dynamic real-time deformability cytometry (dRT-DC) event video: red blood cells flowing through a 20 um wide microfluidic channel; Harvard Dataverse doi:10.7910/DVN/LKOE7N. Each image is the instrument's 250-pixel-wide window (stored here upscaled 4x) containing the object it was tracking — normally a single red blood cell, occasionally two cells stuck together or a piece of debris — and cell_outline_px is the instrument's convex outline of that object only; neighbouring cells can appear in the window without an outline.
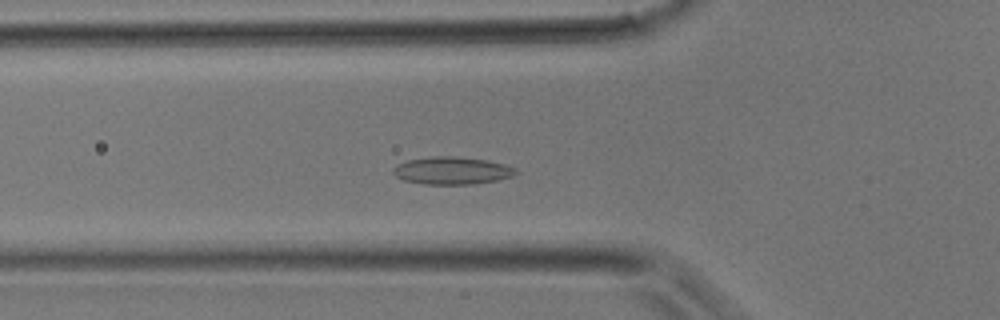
{"species": "common noctule bat (a hibernating species)", "species_latin": "Nyctalus noctula", "temperature_condition": "room temperature", "stored_images_in_passage": 33, "camera_frame_rate_fps": 3000, "um_per_image_px": 0.085, "animal": {"sex": "male", "body_mass_g": 17.9}, "frame": {"image": 1, "passage_image": 12, "time_ms": 3.667, "image_size_px": [1000, 320], "cell_outline_px": [[516, 172], [512, 176], [496, 180], [472, 184], [424, 184], [404, 180], [396, 176], [392, 172], [392, 168], [396, 164], [408, 160], [428, 156], [456, 156], [488, 160], [504, 164], [516, 168]], "centroid_in_image_um": [38.38, 14.49], "position_along_channel_um": 87.4, "area_um2": 19.71}}
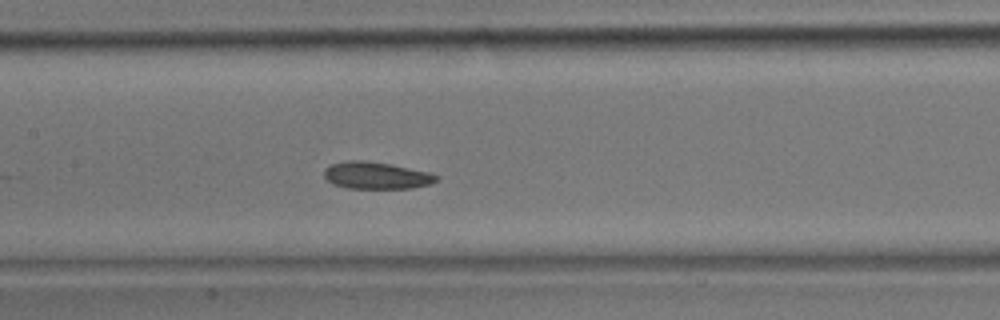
{"frame": {"image": 2, "passage_image": 17, "time_ms": 5.333, "image_size_px": [1000, 320], "cell_outline_px": [[440, 180], [432, 184], [412, 188], [348, 188], [332, 184], [324, 176], [324, 168], [328, 164], [348, 160], [364, 160], [392, 164], [428, 172], [440, 176]], "centroid_in_image_um": [31.99, 14.91], "position_along_channel_um": 175.4, "area_um2": 17.98}}
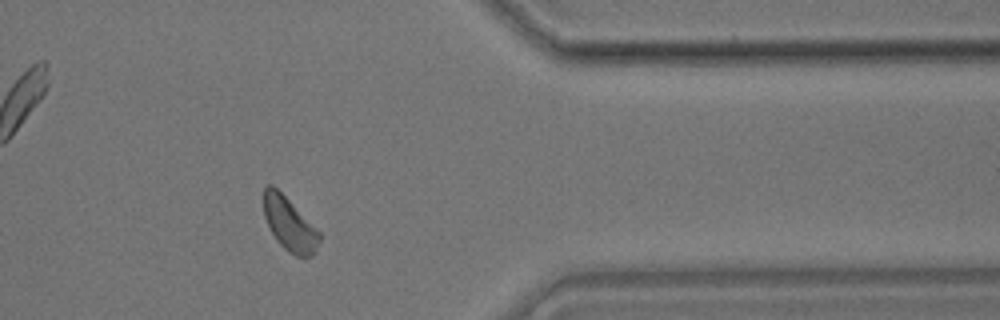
{"frame": {"image": 3, "passage_image": 30, "time_ms": 9.667, "image_size_px": [1000, 320], "cell_outline_px": [[320, 240], [316, 252], [312, 256], [296, 256], [288, 252], [276, 240], [264, 216], [264, 188], [268, 184], [272, 184], [320, 232]], "centroid_in_image_um": [24.61, 19.08], "position_along_channel_um": 386.8, "area_um2": 16.99}}